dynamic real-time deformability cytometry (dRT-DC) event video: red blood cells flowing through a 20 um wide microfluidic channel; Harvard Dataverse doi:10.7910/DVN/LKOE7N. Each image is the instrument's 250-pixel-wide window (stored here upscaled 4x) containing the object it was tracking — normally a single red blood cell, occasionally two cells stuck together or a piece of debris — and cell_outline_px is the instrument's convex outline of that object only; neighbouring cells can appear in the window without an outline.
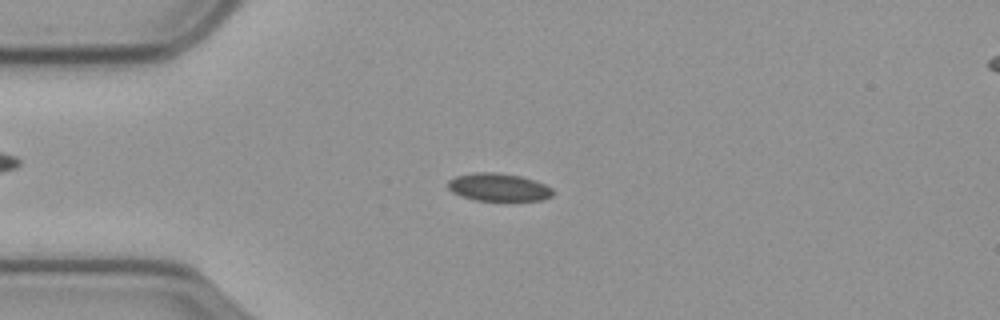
{"species": "common noctule bat (a hibernating species)", "species_latin": "Nyctalus noctula", "temperature_condition": "cold", "stored_images_in_passage": 57, "camera_frame_rate_fps": 3000, "um_per_image_px": 0.085, "animal": {"sex": "male", "body_mass_g": 23.1, "forearm_length_mm": 52.7}, "frame": {"image": 1, "passage_image": 14, "time_ms": 4.333, "image_size_px": [1000, 320], "cell_outline_px": [[556, 192], [552, 196], [544, 200], [476, 200], [452, 192], [448, 188], [448, 180], [456, 176], [472, 172], [496, 172], [520, 176], [536, 180], [552, 188]], "centroid_in_image_um": [42.41, 15.9], "position_along_channel_um": 42.6, "area_um2": 17.05}}
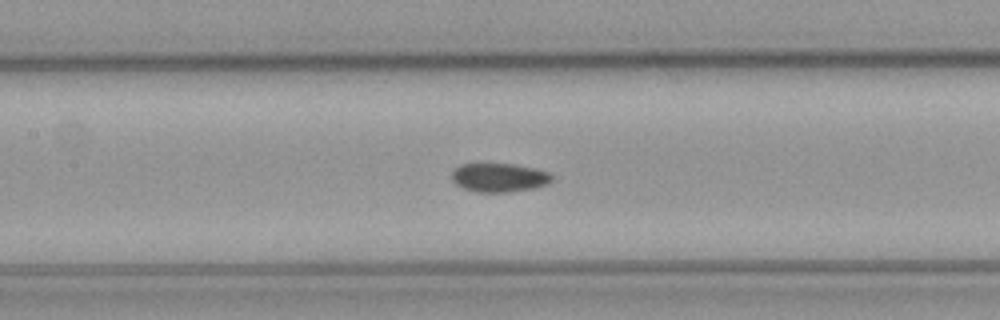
{"frame": {"image": 2, "passage_image": 26, "time_ms": 8.333, "image_size_px": [1000, 320], "cell_outline_px": [[552, 180], [548, 184], [536, 188], [508, 192], [476, 192], [464, 188], [456, 184], [452, 180], [452, 172], [460, 164], [516, 164], [536, 168], [548, 172], [552, 176]], "centroid_in_image_um": [42.46, 15.09], "position_along_channel_um": 164.9, "area_um2": 16.88}}
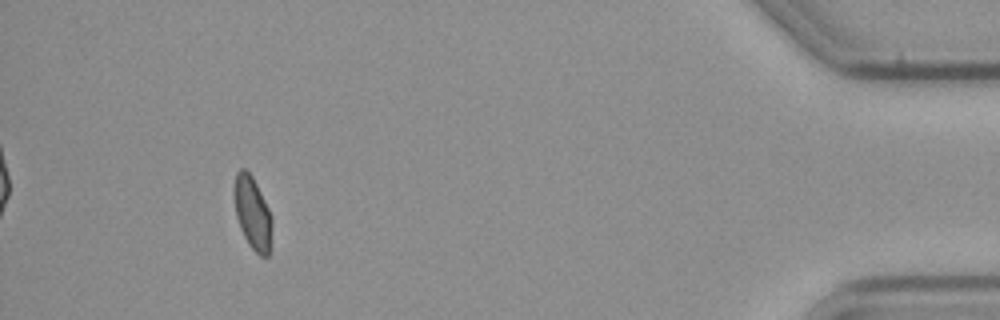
{"frame": {"image": 3, "passage_image": 53, "time_ms": 17.333, "image_size_px": [1000, 320], "cell_outline_px": [[272, 228], [268, 256], [260, 256], [248, 244], [240, 228], [236, 216], [236, 172], [240, 168], [244, 168], [252, 176], [272, 216]], "centroid_in_image_um": [21.49, 18.15], "position_along_channel_um": 413.7, "area_um2": 15.49}, "authors_computed_cell_mechanics": {"area_um2": 16.8198, "velocity_mm_per_s": 3.5488, "shape_relaxation_time_tau1_ms": null, "shape_relaxation_time_tau2_ms": 10.693, "deformation_change_tau1": null, "deformation_change_tau2": 0.0905}}